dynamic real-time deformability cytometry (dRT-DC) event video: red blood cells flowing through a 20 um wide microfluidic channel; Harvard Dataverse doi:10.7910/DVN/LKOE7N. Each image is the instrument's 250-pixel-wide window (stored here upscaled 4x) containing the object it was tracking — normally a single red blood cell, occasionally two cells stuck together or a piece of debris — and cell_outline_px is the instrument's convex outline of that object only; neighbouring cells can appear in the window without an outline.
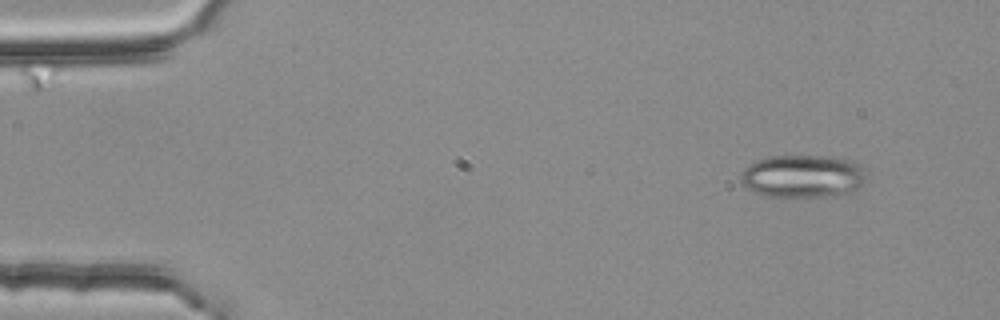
{"species": "common noctule bat (a hibernating species)", "species_latin": "Nyctalus noctula", "temperature_condition": "room temperature", "stored_images_in_passage": 4, "camera_frame_rate_fps": 3000, "um_per_image_px": 0.085, "animal": {"sex": "female", "body_mass_g": 25.1}, "frame": {"image": 1, "passage_image": 1, "time_ms": 0.0, "image_size_px": [1000, 320], "cell_outline_px": [[864, 184], [852, 192], [824, 196], [760, 196], [748, 188], [740, 180], [740, 172], [744, 168], [756, 160], [772, 156], [832, 156], [852, 160], [860, 168], [864, 180]], "centroid_in_image_um": [68.18, 14.97], "position_along_channel_um": 16.8, "area_um2": 31.1}}